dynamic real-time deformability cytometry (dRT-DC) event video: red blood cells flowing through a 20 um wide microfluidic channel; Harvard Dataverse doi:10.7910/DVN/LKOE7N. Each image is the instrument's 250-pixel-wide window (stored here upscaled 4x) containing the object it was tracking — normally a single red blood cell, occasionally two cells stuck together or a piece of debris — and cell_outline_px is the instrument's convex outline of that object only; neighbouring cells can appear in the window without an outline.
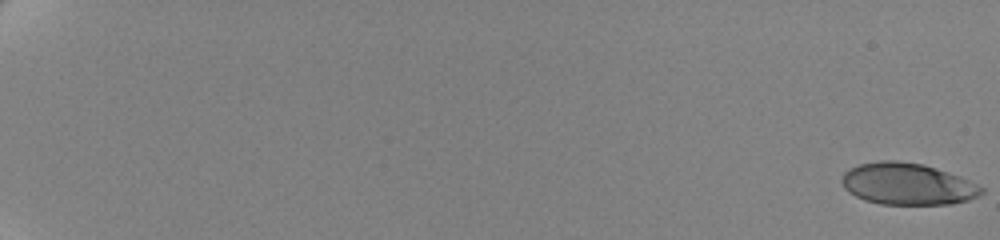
{"species": "human", "species_latin": "Homo sapiens", "temperature_condition": "cold", "stored_images_in_passage": 62, "camera_frame_rate_fps": 3000, "um_per_image_px": 0.085, "donor": {"sex": "female"}, "frame": {"image": 1, "passage_image": 1, "time_ms": 0.0, "image_size_px": [1000, 240], "cell_outline_px": [[984, 192], [980, 196], [968, 200], [952, 204], [880, 204], [864, 200], [848, 192], [844, 188], [840, 180], [844, 172], [848, 168], [860, 164], [880, 160], [896, 160], [924, 164], [960, 176], [984, 188]], "centroid_in_image_um": [77.12, 15.63], "position_along_channel_um": 7.9, "area_um2": 34.22}}
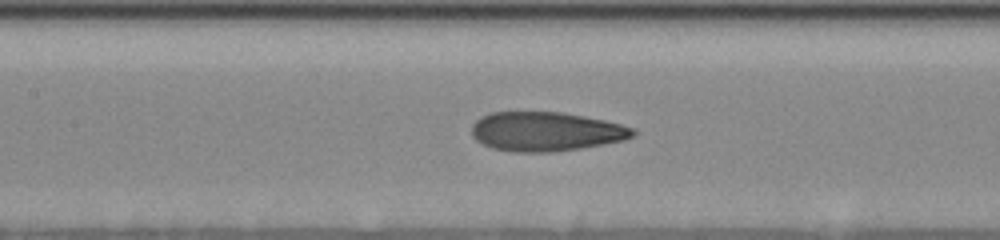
{"frame": {"image": 2, "passage_image": 34, "time_ms": 11.0, "image_size_px": [1000, 240], "cell_outline_px": [[636, 136], [624, 140], [580, 148], [552, 152], [512, 152], [492, 148], [476, 140], [472, 136], [472, 124], [480, 116], [492, 112], [560, 112], [604, 120], [620, 124], [632, 128], [636, 132]], "centroid_in_image_um": [46.37, 11.18], "position_along_channel_um": 161.0, "area_um2": 36.82}}
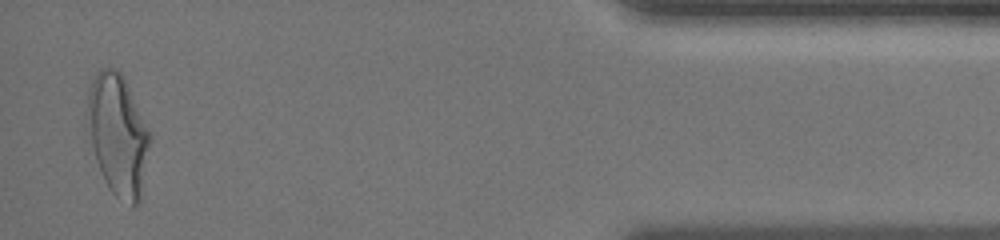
{"frame": {"image": 3, "passage_image": 61, "time_ms": 20.0, "image_size_px": [1000, 240], "cell_outline_px": [[152, 140], [140, 204], [132, 208], [116, 196], [108, 188], [104, 180], [96, 160], [92, 144], [88, 108], [88, 92], [92, 80], [96, 72], [100, 68], [116, 68], [124, 76], [152, 136]], "centroid_in_image_um": [10.09, 11.51], "position_along_channel_um": 425.1, "area_um2": 44.27}, "authors_computed_cell_mechanics": {"area_um2": 36.4718, "velocity_mm_per_s": 3.5029, "shape_relaxation_time_tau1_ms": 5.2077, "shape_relaxation_time_tau2_ms": 1.1824, "deformation_change_tau1": 0.1957, "deformation_change_tau2": 0.0896}}